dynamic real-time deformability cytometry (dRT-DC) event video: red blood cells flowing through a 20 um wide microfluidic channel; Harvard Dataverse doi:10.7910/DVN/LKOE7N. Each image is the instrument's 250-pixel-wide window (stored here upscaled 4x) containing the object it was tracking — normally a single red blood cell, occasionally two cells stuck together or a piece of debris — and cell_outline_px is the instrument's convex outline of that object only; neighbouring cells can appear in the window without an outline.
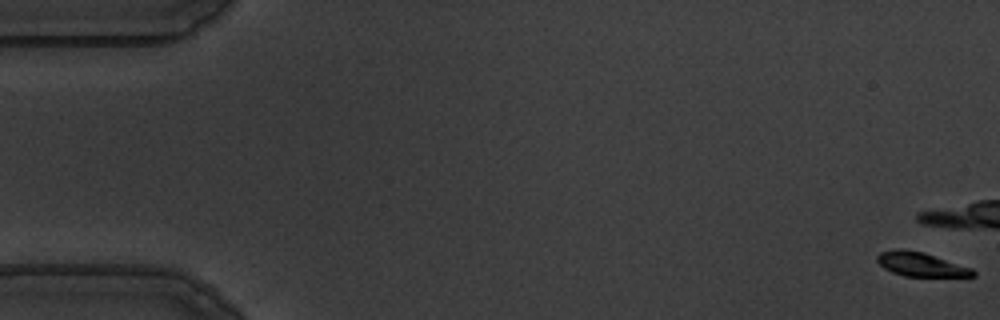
{"species": "common noctule bat (a hibernating species)", "species_latin": "Nyctalus noctula", "temperature_condition": "warm", "stored_images_in_passage": 18, "camera_frame_rate_fps": 3000, "um_per_image_px": 0.085, "animal": {"sex": "male", "body_mass_g": 19.5, "forearm_length_mm": 54.6}, "frame": {"image": 1, "passage_image": 1, "time_ms": 0.0, "image_size_px": [1000, 320], "cell_outline_px": [[976, 276], [904, 276], [892, 272], [884, 268], [876, 260], [876, 256], [880, 252], [896, 248], [904, 248], [924, 252], [972, 268], [976, 272]], "centroid_in_image_um": [78.25, 22.45], "position_along_channel_um": 6.8, "area_um2": 13.53}}